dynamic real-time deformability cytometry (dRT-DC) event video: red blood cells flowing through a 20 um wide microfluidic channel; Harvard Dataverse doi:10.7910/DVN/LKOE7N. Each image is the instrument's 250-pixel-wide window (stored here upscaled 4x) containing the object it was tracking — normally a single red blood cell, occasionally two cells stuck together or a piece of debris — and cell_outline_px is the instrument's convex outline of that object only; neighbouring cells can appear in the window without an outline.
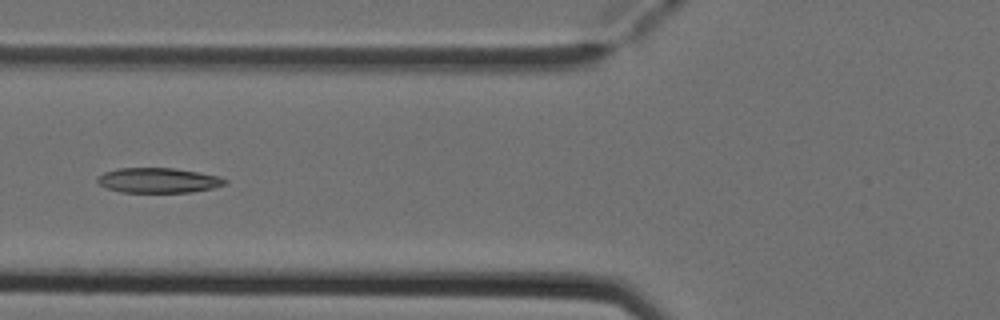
{"species": "Egyptian fruit bat (a non-hibernating species)", "species_latin": "Rousettus aegyptiacus", "temperature_condition": "cold", "stored_images_in_passage": 5, "camera_frame_rate_fps": 3000, "um_per_image_px": 0.085, "animal": {"sex": "female"}, "frame": {"image": 1, "passage_image": 5, "time_ms": 1.333, "image_size_px": [1000, 320], "cell_outline_px": [[228, 184], [212, 188], [188, 192], [120, 192], [104, 188], [96, 180], [96, 176], [104, 172], [116, 168], [176, 168], [220, 176], [228, 180]], "centroid_in_image_um": [13.43, 15.32], "position_along_channel_um": 112.4, "area_um2": 18.79}}